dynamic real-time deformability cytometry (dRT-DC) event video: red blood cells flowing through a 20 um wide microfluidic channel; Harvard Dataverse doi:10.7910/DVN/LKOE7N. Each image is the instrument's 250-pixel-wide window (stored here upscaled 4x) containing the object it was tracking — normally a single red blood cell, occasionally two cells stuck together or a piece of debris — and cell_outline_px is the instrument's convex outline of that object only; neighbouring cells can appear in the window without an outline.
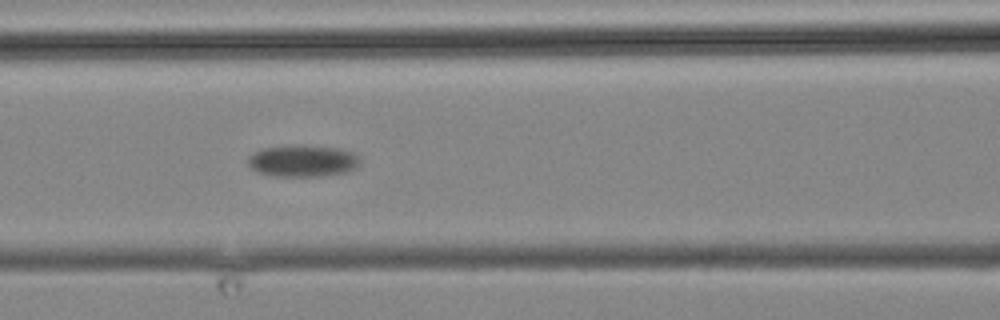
{"species": "common noctule bat (a hibernating species)", "species_latin": "Nyctalus noctula", "temperature_condition": "cold", "stored_images_in_passage": 14, "camera_frame_rate_fps": 3000, "um_per_image_px": 0.085, "animal": {"sex": "male", "body_mass_g": 19.2, "forearm_length_mm": 51.8}, "frame": {"image": 1, "passage_image": 14, "time_ms": 17.667, "image_size_px": [1000, 320], "cell_outline_px": [[360, 164], [356, 168], [348, 172], [324, 176], [272, 176], [256, 172], [248, 164], [248, 156], [252, 152], [260, 148], [284, 144], [300, 144], [336, 148], [352, 152], [360, 160]], "centroid_in_image_um": [25.68, 13.66], "position_along_channel_um": 140.9, "area_um2": 21.33}}